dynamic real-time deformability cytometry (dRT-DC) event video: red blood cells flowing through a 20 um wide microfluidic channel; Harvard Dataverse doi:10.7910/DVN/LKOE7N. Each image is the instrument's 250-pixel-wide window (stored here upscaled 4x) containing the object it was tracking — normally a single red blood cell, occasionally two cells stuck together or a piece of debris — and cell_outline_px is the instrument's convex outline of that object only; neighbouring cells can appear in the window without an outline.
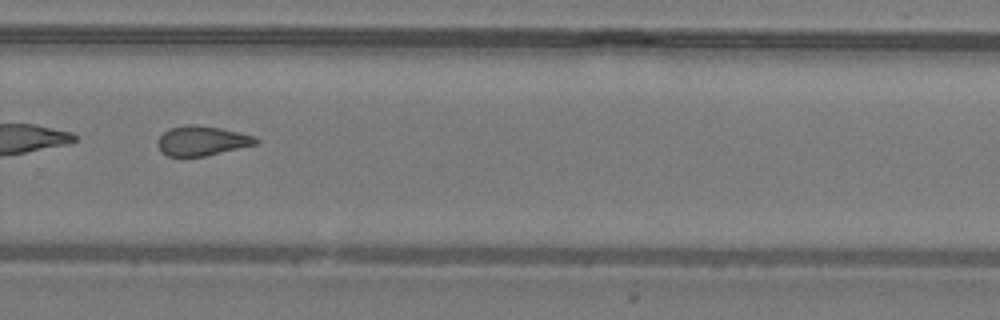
{"species": "common noctule bat (a hibernating species)", "species_latin": "Nyctalus noctula", "temperature_condition": "warm", "stored_images_in_passage": 38, "camera_frame_rate_fps": 3000, "um_per_image_px": 0.085, "animal": {"sex": "male", "body_mass_g": 19.2, "forearm_length_mm": 51.8}, "frame": {"image": 1, "passage_image": 27, "time_ms": 8.667, "image_size_px": [1000, 320], "cell_outline_px": [[260, 140], [256, 144], [204, 156], [168, 156], [160, 152], [156, 144], [160, 136], [168, 128], [188, 124], [196, 124], [220, 128], [256, 136]], "centroid_in_image_um": [17.13, 11.96], "position_along_channel_um": 312.7, "area_um2": 16.99}}